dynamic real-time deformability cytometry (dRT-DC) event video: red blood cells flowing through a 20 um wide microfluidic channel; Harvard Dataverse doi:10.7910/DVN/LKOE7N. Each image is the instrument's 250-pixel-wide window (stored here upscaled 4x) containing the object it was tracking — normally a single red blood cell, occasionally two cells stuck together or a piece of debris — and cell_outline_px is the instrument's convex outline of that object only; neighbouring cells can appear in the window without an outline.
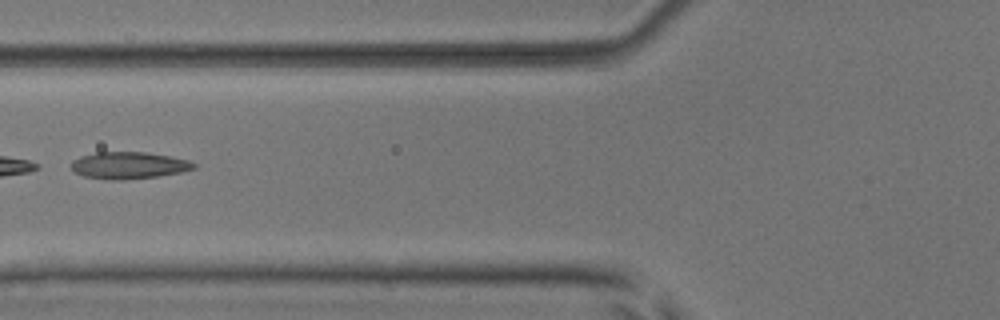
{"species": "common noctule bat (a hibernating species)", "species_latin": "Nyctalus noctula", "temperature_condition": "room temperature", "stored_images_in_passage": 7, "camera_frame_rate_fps": 3000, "um_per_image_px": 0.085, "animal": {"sex": "male", "body_mass_g": 17.9, "forearm_length_mm": 54.2}, "frame": {"image": 1, "passage_image": 6, "time_ms": 6.667, "image_size_px": [1000, 320], "cell_outline_px": [[196, 168], [180, 172], [156, 176], [124, 180], [112, 180], [84, 176], [76, 172], [72, 168], [72, 160], [80, 156], [96, 152], [144, 152], [168, 156], [188, 160], [196, 164]], "centroid_in_image_um": [10.93, 14.05], "position_along_channel_um": 114.9, "area_um2": 19.02}}
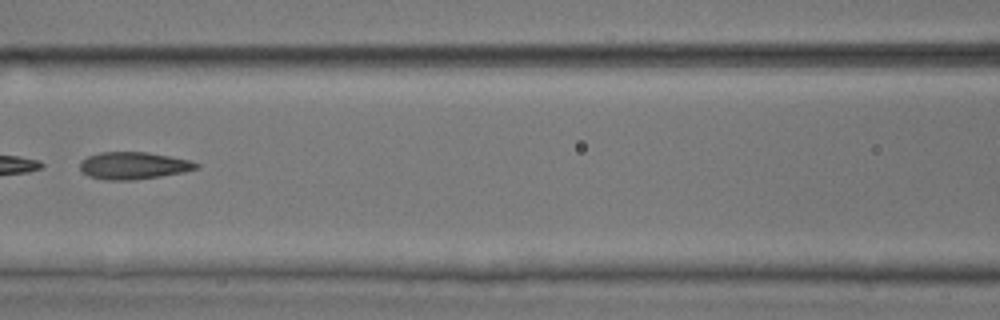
{"frame": {"image": 2, "passage_image": 7, "time_ms": 7.667, "image_size_px": [1000, 320], "cell_outline_px": [[200, 168], [184, 172], [160, 176], [132, 180], [104, 180], [88, 176], [80, 168], [80, 160], [88, 156], [100, 152], [148, 152], [192, 160], [200, 164]], "centroid_in_image_um": [11.38, 14.07], "position_along_channel_um": 155.2, "area_um2": 18.61}}